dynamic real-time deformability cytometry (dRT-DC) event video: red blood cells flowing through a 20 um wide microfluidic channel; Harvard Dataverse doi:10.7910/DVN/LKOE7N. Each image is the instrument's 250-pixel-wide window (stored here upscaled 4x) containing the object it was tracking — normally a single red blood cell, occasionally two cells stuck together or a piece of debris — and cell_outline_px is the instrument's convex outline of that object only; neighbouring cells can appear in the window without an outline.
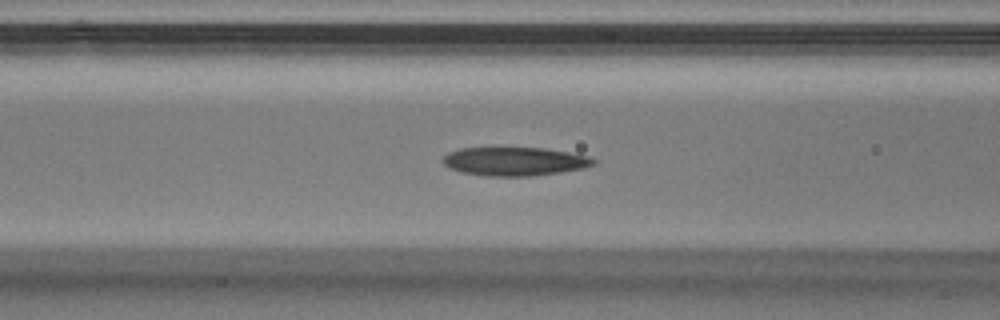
{"species": "Egyptian fruit bat (a non-hibernating species)", "species_latin": "Rousettus aegyptiacus", "temperature_condition": "warm", "stored_images_in_passage": 35, "camera_frame_rate_fps": 3000, "um_per_image_px": 0.085, "animal": {"sex": "male"}, "frame": {"image": 1, "passage_image": 5, "time_ms": 1.333, "image_size_px": [1000, 320], "cell_outline_px": [[596, 164], [584, 168], [560, 172], [532, 176], [484, 176], [460, 172], [448, 168], [440, 160], [448, 152], [460, 148], [544, 148], [568, 152], [588, 156], [596, 160]], "centroid_in_image_um": [43.71, 13.72], "position_along_channel_um": 122.9, "area_um2": 25.26}}
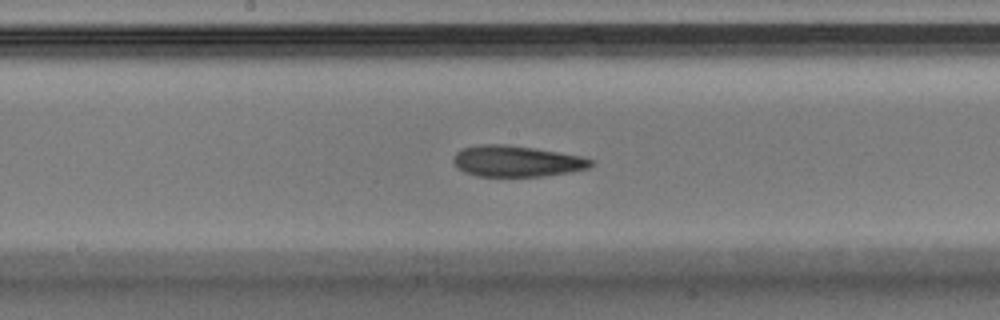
{"frame": {"image": 2, "passage_image": 11, "time_ms": 3.333, "image_size_px": [1000, 320], "cell_outline_px": [[596, 164], [588, 168], [568, 172], [544, 176], [476, 176], [464, 172], [452, 160], [456, 152], [464, 148], [480, 144], [504, 144], [532, 148], [580, 156], [592, 160]], "centroid_in_image_um": [43.91, 13.7], "position_along_channel_um": 204.3, "area_um2": 24.62}}
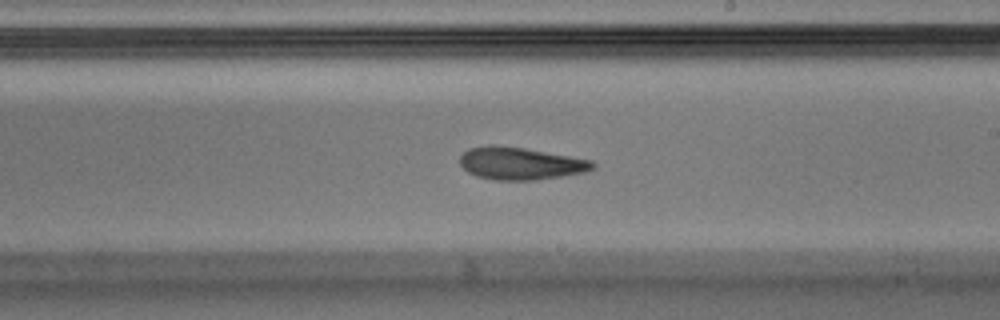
{"frame": {"image": 3, "passage_image": 14, "time_ms": 4.333, "image_size_px": [1000, 320], "cell_outline_px": [[596, 168], [584, 172], [536, 180], [492, 180], [476, 176], [468, 172], [460, 164], [460, 156], [468, 148], [488, 144], [492, 144], [524, 148], [592, 160], [596, 164]], "centroid_in_image_um": [44.21, 13.89], "position_along_channel_um": 244.8, "area_um2": 25.2}}